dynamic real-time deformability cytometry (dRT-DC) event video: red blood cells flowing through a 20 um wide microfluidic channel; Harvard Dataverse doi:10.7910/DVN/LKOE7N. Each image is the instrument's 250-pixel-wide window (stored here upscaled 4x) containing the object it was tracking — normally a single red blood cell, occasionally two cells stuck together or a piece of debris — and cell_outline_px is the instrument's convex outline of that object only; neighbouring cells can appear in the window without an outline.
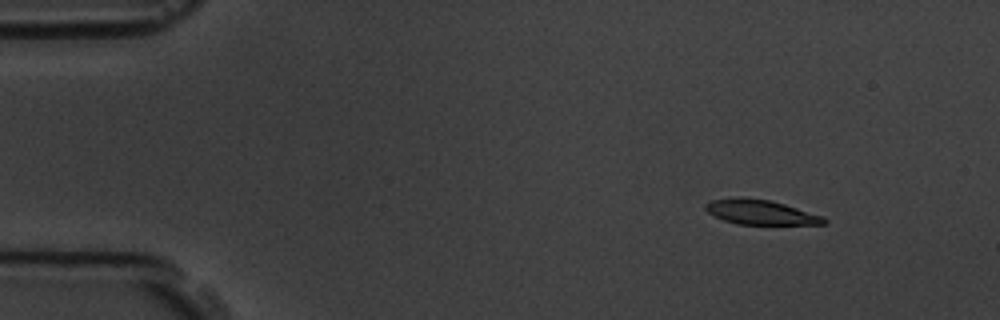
{"species": "common noctule bat (a hibernating species)", "species_latin": "Nyctalus noctula", "temperature_condition": "room temperature", "stored_images_in_passage": 5, "camera_frame_rate_fps": 3000, "um_per_image_px": 0.085, "animal": {"sex": "male", "body_mass_g": 19.5, "forearm_length_mm": 54.6}, "frame": {"image": 1, "passage_image": 2, "time_ms": 1.333, "image_size_px": [1000, 320], "cell_outline_px": [[828, 220], [824, 224], [736, 224], [724, 220], [708, 212], [704, 208], [704, 204], [712, 200], [740, 196], [768, 200], [784, 204], [824, 216]], "centroid_in_image_um": [64.64, 18.03], "position_along_channel_um": 20.4, "area_um2": 16.99}}
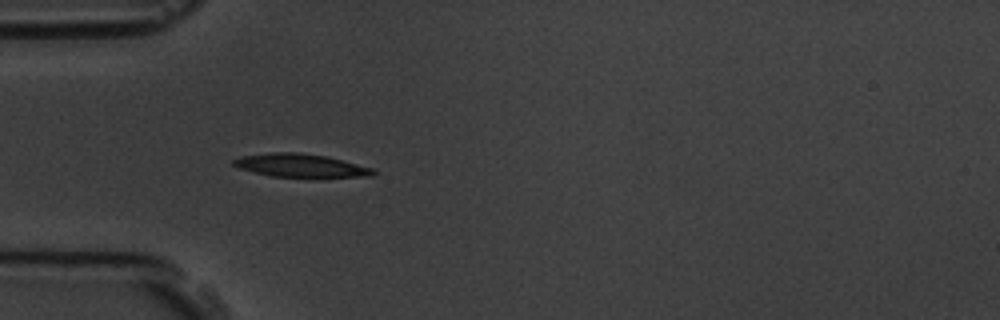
{"frame": {"image": 2, "passage_image": 5, "time_ms": 4.667, "image_size_px": [1000, 320], "cell_outline_px": [[376, 172], [372, 176], [308, 180], [272, 176], [240, 168], [232, 164], [232, 160], [240, 156], [272, 152], [300, 152], [328, 156], [372, 168]], "centroid_in_image_um": [25.63, 14.11], "position_along_channel_um": 59.4, "area_um2": 19.94}}